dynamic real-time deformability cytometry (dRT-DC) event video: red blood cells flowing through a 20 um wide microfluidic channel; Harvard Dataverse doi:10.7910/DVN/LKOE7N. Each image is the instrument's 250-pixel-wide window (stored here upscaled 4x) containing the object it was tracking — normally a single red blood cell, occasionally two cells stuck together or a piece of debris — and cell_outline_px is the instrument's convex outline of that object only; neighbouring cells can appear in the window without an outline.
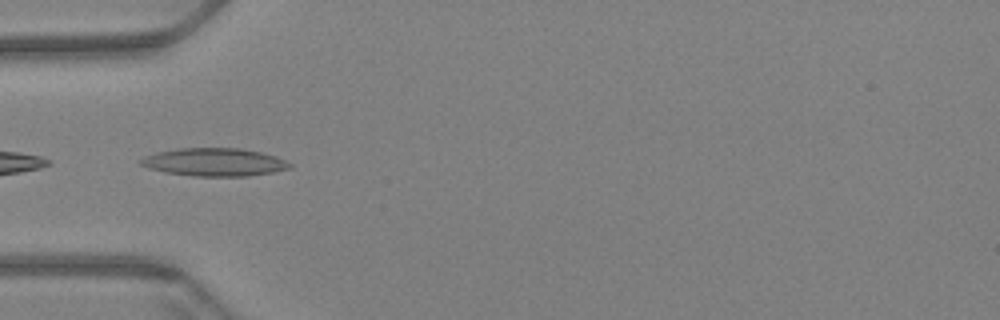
{"species": "Egyptian fruit bat (a non-hibernating species)", "species_latin": "Rousettus aegyptiacus", "temperature_condition": "warm", "stored_images_in_passage": 8, "camera_frame_rate_fps": 3000, "um_per_image_px": 0.085, "animal": {"sex": "female"}, "frame": {"image": 1, "passage_image": 1, "time_ms": 0.0, "image_size_px": [1000, 320], "cell_outline_px": [[292, 168], [272, 172], [248, 176], [196, 176], [164, 172], [148, 168], [140, 164], [140, 160], [144, 156], [156, 152], [180, 148], [240, 148], [260, 152], [276, 156], [292, 164]], "centroid_in_image_um": [18.22, 13.78], "position_along_channel_um": 66.8, "area_um2": 24.28}}